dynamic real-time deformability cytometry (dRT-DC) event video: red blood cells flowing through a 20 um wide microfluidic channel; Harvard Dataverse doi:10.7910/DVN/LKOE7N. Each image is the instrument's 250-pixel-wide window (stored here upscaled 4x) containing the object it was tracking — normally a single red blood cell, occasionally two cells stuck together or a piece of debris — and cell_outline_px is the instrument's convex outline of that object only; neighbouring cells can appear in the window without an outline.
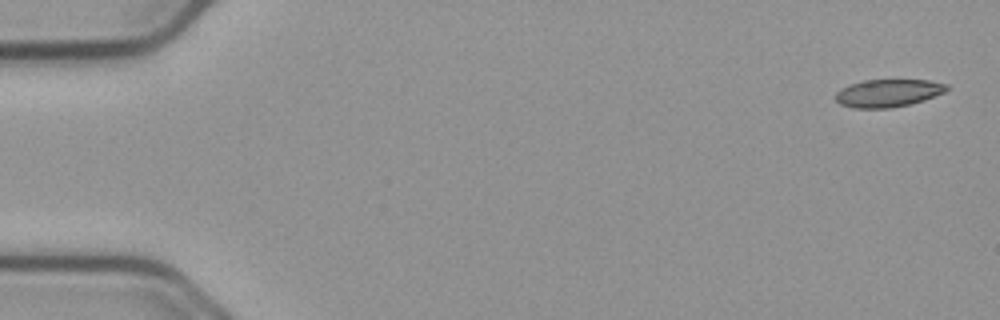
{"species": "common noctule bat (a hibernating species)", "species_latin": "Nyctalus noctula", "temperature_condition": "cold", "stored_images_in_passage": 54, "camera_frame_rate_fps": 3000, "um_per_image_px": 0.085, "animal": {"sex": "male", "body_mass_g": 23.1, "forearm_length_mm": 52.7}, "frame": {"image": 1, "passage_image": 1, "time_ms": 0.0, "image_size_px": [1000, 320], "cell_outline_px": [[948, 88], [944, 92], [924, 100], [908, 104], [888, 108], [852, 108], [840, 104], [836, 100], [836, 92], [840, 88], [864, 80], [928, 80], [948, 84]], "centroid_in_image_um": [75.47, 7.91], "position_along_channel_um": 9.5, "area_um2": 17.8}}
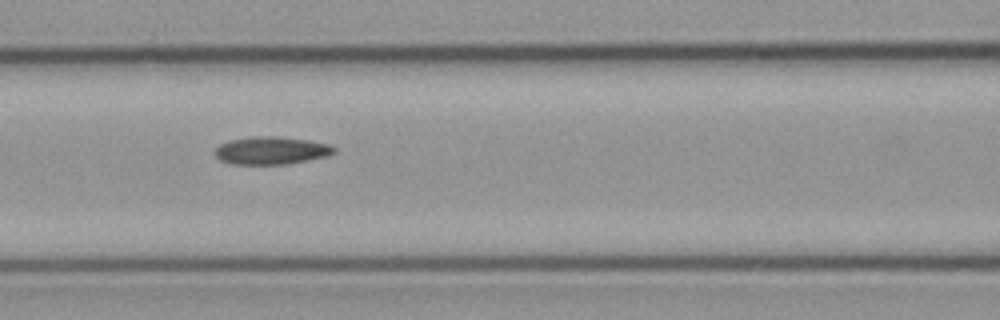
{"frame": {"image": 2, "passage_image": 23, "time_ms": 7.333, "image_size_px": [1000, 320], "cell_outline_px": [[336, 152], [328, 156], [288, 164], [232, 164], [220, 160], [212, 152], [220, 144], [228, 140], [252, 136], [276, 136], [308, 140], [328, 144], [336, 148]], "centroid_in_image_um": [23.04, 12.79], "position_along_channel_um": 143.6, "area_um2": 19.42}}
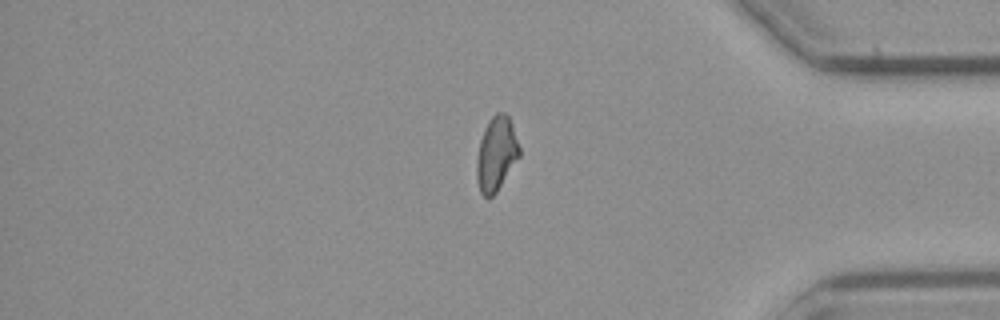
{"frame": {"image": 3, "passage_image": 45, "time_ms": 14.667, "image_size_px": [1000, 320], "cell_outline_px": [[520, 156], [496, 192], [488, 200], [480, 192], [476, 176], [476, 160], [480, 140], [484, 128], [492, 116], [496, 112], [504, 112], [508, 116], [512, 124], [520, 148]], "centroid_in_image_um": [42.17, 13.08], "position_along_channel_um": 393.0, "area_um2": 18.5}, "authors_computed_cell_mechanics": {"area_um2": 18.785, "velocity_mm_per_s": 3.7476, "shape_relaxation_time_tau1_ms": 9.9909, "shape_relaxation_time_tau2_ms": 5.6624, "deformation_change_tau1": 0.1859, "deformation_change_tau2": 0.1305}}